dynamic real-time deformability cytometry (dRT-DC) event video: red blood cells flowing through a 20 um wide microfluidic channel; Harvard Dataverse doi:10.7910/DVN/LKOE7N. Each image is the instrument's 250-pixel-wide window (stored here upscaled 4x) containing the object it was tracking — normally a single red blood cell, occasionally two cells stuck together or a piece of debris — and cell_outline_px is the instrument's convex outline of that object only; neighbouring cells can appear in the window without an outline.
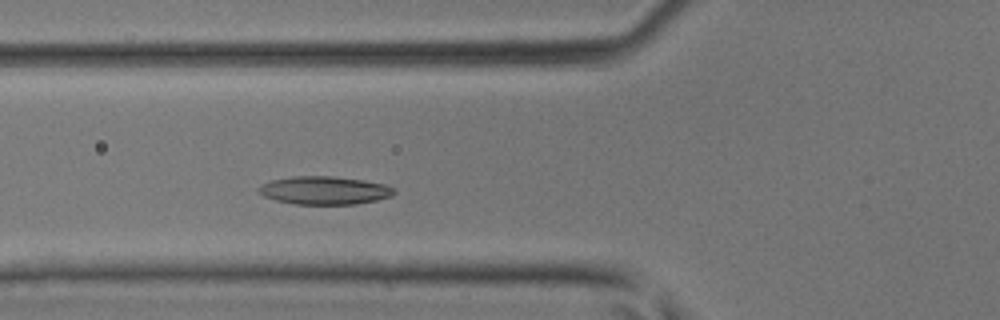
{"species": "common noctule bat (a hibernating species)", "species_latin": "Nyctalus noctula", "temperature_condition": "room temperature", "stored_images_in_passage": 26, "camera_frame_rate_fps": 3000, "um_per_image_px": 0.085, "animal": {"sex": "male", "body_mass_g": 17.9, "forearm_length_mm": 54.2}, "frame": {"image": 1, "passage_image": 7, "time_ms": 2.0, "image_size_px": [1000, 320], "cell_outline_px": [[396, 192], [392, 196], [376, 200], [356, 204], [296, 204], [276, 200], [264, 196], [256, 192], [256, 188], [260, 184], [272, 180], [296, 176], [332, 176], [364, 180], [384, 184], [392, 188]], "centroid_in_image_um": [27.54, 16.18], "position_along_channel_um": 98.3, "area_um2": 22.2}}
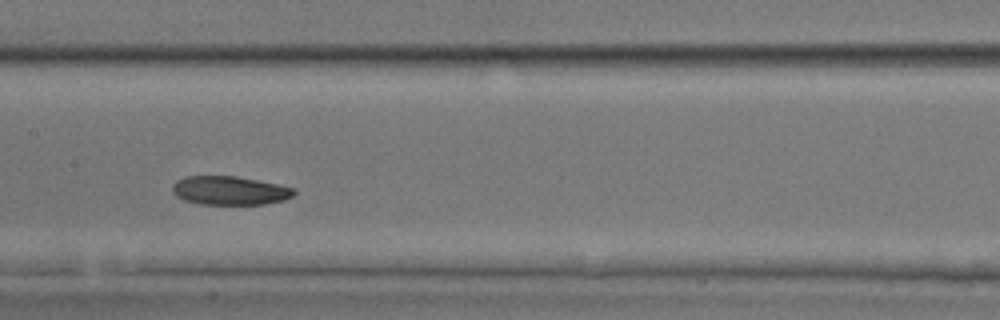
{"frame": {"image": 2, "passage_image": 13, "time_ms": 4.0, "image_size_px": [1000, 320], "cell_outline_px": [[296, 192], [292, 196], [284, 200], [264, 204], [200, 204], [184, 200], [176, 196], [172, 192], [172, 184], [176, 180], [184, 176], [236, 176], [296, 188]], "centroid_in_image_um": [19.5, 16.19], "position_along_channel_um": 187.9, "area_um2": 20.4}}
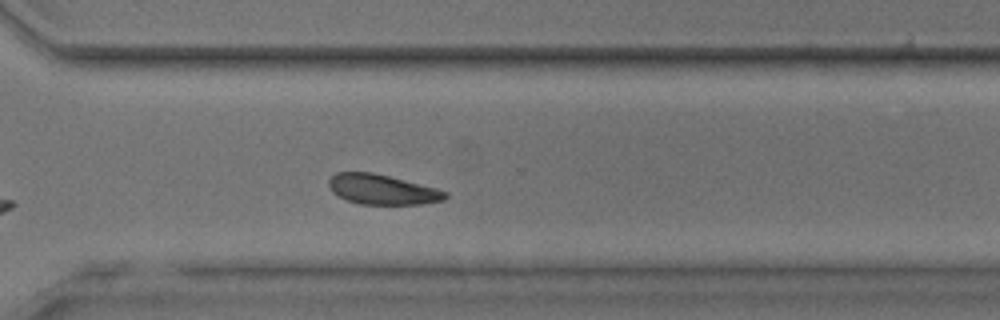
{"frame": {"image": 3, "passage_image": 23, "time_ms": 7.333, "image_size_px": [1000, 320], "cell_outline_px": [[448, 196], [444, 200], [420, 204], [360, 204], [348, 200], [332, 192], [328, 188], [328, 180], [336, 172], [372, 172], [436, 188], [448, 192]], "centroid_in_image_um": [32.47, 16.1], "position_along_channel_um": 338.1, "area_um2": 20.23}}